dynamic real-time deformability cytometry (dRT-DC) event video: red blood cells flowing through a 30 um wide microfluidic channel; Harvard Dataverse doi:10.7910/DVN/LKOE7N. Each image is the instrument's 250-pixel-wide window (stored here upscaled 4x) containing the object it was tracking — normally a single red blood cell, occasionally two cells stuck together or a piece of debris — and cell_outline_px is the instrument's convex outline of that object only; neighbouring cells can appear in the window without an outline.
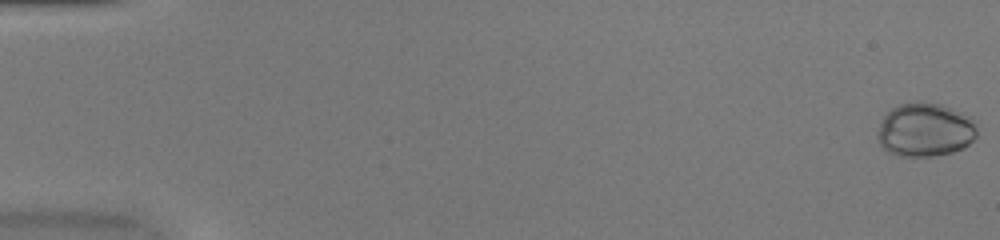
{"species": "common noctule bat (a hibernating species)", "species_latin": "Nyctalus noctula", "temperature_condition": "warm", "stored_images_in_passage": 50, "camera_frame_rate_fps": 3000, "um_per_image_px": 0.085, "animal": {"sex": "female", "body_mass_g": 20.0, "forearm_length_mm": 54.0}, "frame": {"image": 1, "passage_image": 1, "time_ms": 0.0, "image_size_px": [1000, 240], "cell_outline_px": [[976, 136], [964, 148], [952, 152], [932, 156], [896, 156], [888, 152], [880, 144], [876, 136], [876, 132], [884, 116], [892, 108], [900, 104], [916, 100], [920, 100], [940, 104], [964, 112], [972, 116], [976, 120]], "centroid_in_image_um": [78.64, 11.01], "position_along_channel_um": 6.4, "area_um2": 31.73}}
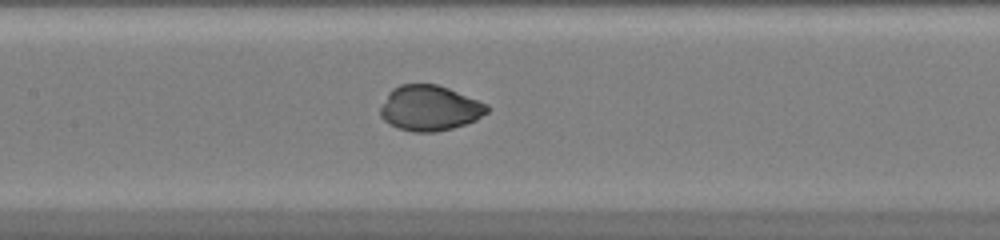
{"frame": {"image": 2, "passage_image": 26, "time_ms": 8.333, "image_size_px": [1000, 240], "cell_outline_px": [[488, 112], [476, 120], [452, 128], [436, 132], [412, 132], [388, 124], [380, 116], [380, 108], [388, 92], [392, 88], [400, 84], [436, 84], [448, 88], [488, 104]], "centroid_in_image_um": [36.5, 9.19], "position_along_channel_um": 170.9, "area_um2": 28.21}}
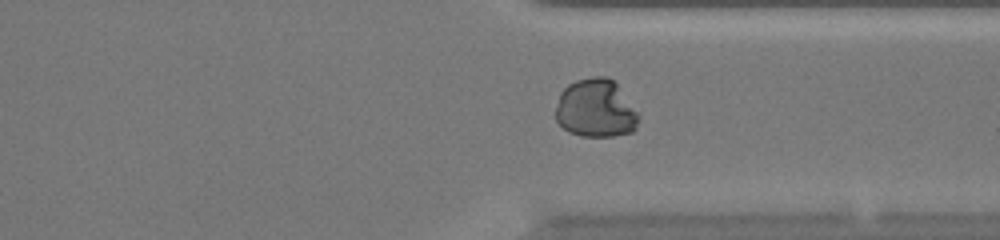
{"frame": {"image": 3, "passage_image": 40, "time_ms": 13.0, "image_size_px": [1000, 240], "cell_outline_px": [[640, 120], [636, 128], [632, 132], [612, 136], [580, 136], [568, 132], [556, 120], [556, 108], [560, 92], [568, 84], [576, 80], [592, 76], [608, 76], [616, 84], [640, 116]], "centroid_in_image_um": [50.63, 9.22], "position_along_channel_um": 360.8, "area_um2": 28.21}}